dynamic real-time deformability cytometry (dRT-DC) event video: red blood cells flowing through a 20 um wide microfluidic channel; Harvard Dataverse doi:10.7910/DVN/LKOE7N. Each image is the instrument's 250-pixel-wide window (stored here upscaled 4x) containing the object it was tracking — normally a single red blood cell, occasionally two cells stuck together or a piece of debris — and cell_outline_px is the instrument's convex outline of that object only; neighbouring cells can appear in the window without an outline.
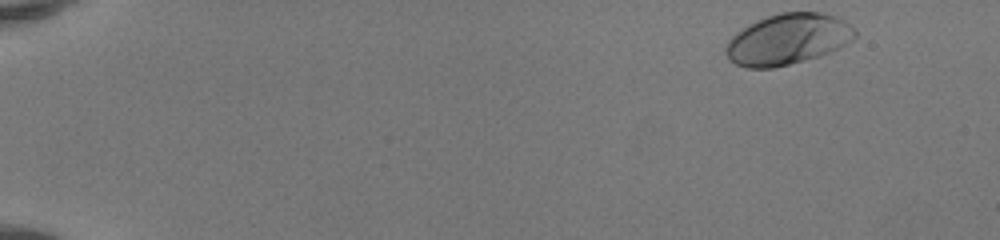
{"species": "human", "species_latin": "Homo sapiens", "temperature_condition": "room temperature", "stored_images_in_passage": 47, "camera_frame_rate_fps": 3000, "um_per_image_px": 0.085, "donor": {"sex": "female"}, "frame": {"image": 1, "passage_image": 1, "time_ms": 0.0, "image_size_px": [1000, 240], "cell_outline_px": [[856, 36], [852, 40], [840, 48], [820, 56], [772, 68], [748, 68], [736, 64], [728, 60], [724, 52], [724, 48], [728, 40], [732, 36], [756, 20], [780, 12], [820, 12], [836, 16], [844, 20], [856, 32]], "centroid_in_image_um": [66.95, 3.34], "position_along_channel_um": 18.1, "area_um2": 38.26}}
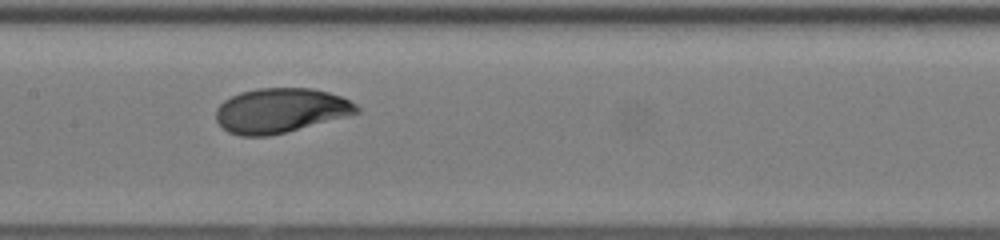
{"frame": {"image": 2, "passage_image": 24, "time_ms": 7.667, "image_size_px": [1000, 240], "cell_outline_px": [[360, 112], [284, 132], [268, 136], [240, 136], [228, 132], [216, 120], [216, 108], [224, 100], [240, 92], [256, 88], [312, 88], [328, 92], [340, 96], [356, 104], [360, 108]], "centroid_in_image_um": [23.8, 9.38], "position_along_channel_um": 183.6, "area_um2": 36.24}}
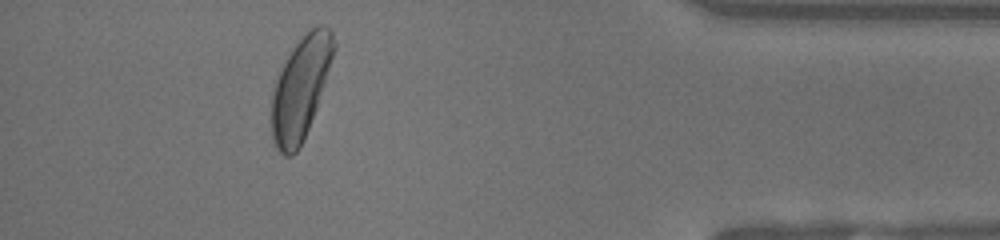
{"frame": {"image": 3, "passage_image": 43, "time_ms": 14.0, "image_size_px": [1000, 240], "cell_outline_px": [[336, 48], [316, 108], [308, 128], [296, 152], [292, 156], [284, 156], [276, 148], [272, 140], [272, 92], [276, 80], [292, 48], [312, 28], [320, 24], [324, 24], [332, 32], [336, 44]], "centroid_in_image_um": [25.55, 7.49], "position_along_channel_um": 409.6, "area_um2": 36.36}, "authors_computed_cell_mechanics": {"area_um2": 36.4718, "velocity_mm_per_s": 4.1365, "shape_relaxation_time_tau1_ms": 2.5342, "shape_relaxation_time_tau2_ms": null, "deformation_change_tau1": 0.166, "deformation_change_tau2": null}}